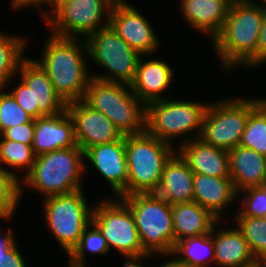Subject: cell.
Segmentation results:
<instances>
[{"mask_svg":"<svg viewBox=\"0 0 266 267\" xmlns=\"http://www.w3.org/2000/svg\"><path fill=\"white\" fill-rule=\"evenodd\" d=\"M156 256V254H144L141 256H127L125 257V261L123 267H142V262H144L147 258L149 259L152 256ZM139 262V263H138Z\"/></svg>","mask_w":266,"mask_h":267,"instance_id":"ab89813d","label":"cell"},{"mask_svg":"<svg viewBox=\"0 0 266 267\" xmlns=\"http://www.w3.org/2000/svg\"><path fill=\"white\" fill-rule=\"evenodd\" d=\"M193 188V201L209 210L219 220L223 211L238 199V192L230 177L194 173Z\"/></svg>","mask_w":266,"mask_h":267,"instance_id":"ffe728a7","label":"cell"},{"mask_svg":"<svg viewBox=\"0 0 266 267\" xmlns=\"http://www.w3.org/2000/svg\"><path fill=\"white\" fill-rule=\"evenodd\" d=\"M96 204L91 222L106 239L109 249L112 247L122 257L148 254L141 245L134 216L120 198H104Z\"/></svg>","mask_w":266,"mask_h":267,"instance_id":"8fae6325","label":"cell"},{"mask_svg":"<svg viewBox=\"0 0 266 267\" xmlns=\"http://www.w3.org/2000/svg\"><path fill=\"white\" fill-rule=\"evenodd\" d=\"M208 105L209 103L205 102L170 98L150 102L146 105L145 130L172 146L174 145L171 141L183 135V142L177 145L179 147L191 139L200 137ZM192 131H195V135Z\"/></svg>","mask_w":266,"mask_h":267,"instance_id":"52a82bcc","label":"cell"},{"mask_svg":"<svg viewBox=\"0 0 266 267\" xmlns=\"http://www.w3.org/2000/svg\"><path fill=\"white\" fill-rule=\"evenodd\" d=\"M0 267H28L16 243L0 258Z\"/></svg>","mask_w":266,"mask_h":267,"instance_id":"8d00e7d4","label":"cell"},{"mask_svg":"<svg viewBox=\"0 0 266 267\" xmlns=\"http://www.w3.org/2000/svg\"><path fill=\"white\" fill-rule=\"evenodd\" d=\"M236 227L256 259H266V220L263 217H234Z\"/></svg>","mask_w":266,"mask_h":267,"instance_id":"f546056e","label":"cell"},{"mask_svg":"<svg viewBox=\"0 0 266 267\" xmlns=\"http://www.w3.org/2000/svg\"><path fill=\"white\" fill-rule=\"evenodd\" d=\"M83 101L102 112L124 136L145 131L146 106L130 85L91 78Z\"/></svg>","mask_w":266,"mask_h":267,"instance_id":"277c9868","label":"cell"},{"mask_svg":"<svg viewBox=\"0 0 266 267\" xmlns=\"http://www.w3.org/2000/svg\"><path fill=\"white\" fill-rule=\"evenodd\" d=\"M139 59L134 80L130 84L132 92L146 106L150 102L163 100V93L170 87L174 69L163 60Z\"/></svg>","mask_w":266,"mask_h":267,"instance_id":"ac0fdd59","label":"cell"},{"mask_svg":"<svg viewBox=\"0 0 266 267\" xmlns=\"http://www.w3.org/2000/svg\"><path fill=\"white\" fill-rule=\"evenodd\" d=\"M87 160L109 183L115 197L127 196L128 170L124 135L114 142L87 148L84 151V162Z\"/></svg>","mask_w":266,"mask_h":267,"instance_id":"2e32d148","label":"cell"},{"mask_svg":"<svg viewBox=\"0 0 266 267\" xmlns=\"http://www.w3.org/2000/svg\"><path fill=\"white\" fill-rule=\"evenodd\" d=\"M243 193V194H242ZM244 195L240 200V209L236 216L263 217L266 213V193L260 187H248L238 192V197Z\"/></svg>","mask_w":266,"mask_h":267,"instance_id":"836d02e7","label":"cell"},{"mask_svg":"<svg viewBox=\"0 0 266 267\" xmlns=\"http://www.w3.org/2000/svg\"><path fill=\"white\" fill-rule=\"evenodd\" d=\"M17 73L21 82L9 92L33 119L66 110V104L55 92L46 72L34 59L25 58Z\"/></svg>","mask_w":266,"mask_h":267,"instance_id":"4fadbf2b","label":"cell"},{"mask_svg":"<svg viewBox=\"0 0 266 267\" xmlns=\"http://www.w3.org/2000/svg\"><path fill=\"white\" fill-rule=\"evenodd\" d=\"M165 256L168 258L172 257L171 259H169V261L164 262L162 265H157L156 267H186L176 256L174 257L173 253L170 254H160L159 256Z\"/></svg>","mask_w":266,"mask_h":267,"instance_id":"b9f144b4","label":"cell"},{"mask_svg":"<svg viewBox=\"0 0 266 267\" xmlns=\"http://www.w3.org/2000/svg\"><path fill=\"white\" fill-rule=\"evenodd\" d=\"M263 15L264 6L247 1L231 3L222 29L211 43L222 69L228 72L242 67L256 53Z\"/></svg>","mask_w":266,"mask_h":267,"instance_id":"7a4b0ae2","label":"cell"},{"mask_svg":"<svg viewBox=\"0 0 266 267\" xmlns=\"http://www.w3.org/2000/svg\"><path fill=\"white\" fill-rule=\"evenodd\" d=\"M228 155L230 178L237 192L266 182V156L240 145L230 149Z\"/></svg>","mask_w":266,"mask_h":267,"instance_id":"603a6c76","label":"cell"},{"mask_svg":"<svg viewBox=\"0 0 266 267\" xmlns=\"http://www.w3.org/2000/svg\"><path fill=\"white\" fill-rule=\"evenodd\" d=\"M109 246L99 229L91 222L83 231L78 244L67 255L69 257L68 264L75 267H89L86 265L87 252L90 254H107Z\"/></svg>","mask_w":266,"mask_h":267,"instance_id":"f1b7e54d","label":"cell"},{"mask_svg":"<svg viewBox=\"0 0 266 267\" xmlns=\"http://www.w3.org/2000/svg\"><path fill=\"white\" fill-rule=\"evenodd\" d=\"M78 146L73 122L67 111L35 119L32 149L34 154L52 152Z\"/></svg>","mask_w":266,"mask_h":267,"instance_id":"e0dca14e","label":"cell"},{"mask_svg":"<svg viewBox=\"0 0 266 267\" xmlns=\"http://www.w3.org/2000/svg\"><path fill=\"white\" fill-rule=\"evenodd\" d=\"M264 191H265V193H266V182L262 185V186H260ZM263 218L266 220V213H265V215L263 216Z\"/></svg>","mask_w":266,"mask_h":267,"instance_id":"f6af8a7d","label":"cell"},{"mask_svg":"<svg viewBox=\"0 0 266 267\" xmlns=\"http://www.w3.org/2000/svg\"><path fill=\"white\" fill-rule=\"evenodd\" d=\"M127 158V195L155 192L161 182L166 162L176 152L174 146L150 135H125Z\"/></svg>","mask_w":266,"mask_h":267,"instance_id":"5b68a950","label":"cell"},{"mask_svg":"<svg viewBox=\"0 0 266 267\" xmlns=\"http://www.w3.org/2000/svg\"><path fill=\"white\" fill-rule=\"evenodd\" d=\"M44 45L41 59L35 61L46 72L57 95L65 104L83 100L92 78L85 39L51 34Z\"/></svg>","mask_w":266,"mask_h":267,"instance_id":"6da1fadb","label":"cell"},{"mask_svg":"<svg viewBox=\"0 0 266 267\" xmlns=\"http://www.w3.org/2000/svg\"><path fill=\"white\" fill-rule=\"evenodd\" d=\"M66 111L73 122L77 145L83 151L123 136L102 112L92 109L83 100L66 104Z\"/></svg>","mask_w":266,"mask_h":267,"instance_id":"9a60e30c","label":"cell"},{"mask_svg":"<svg viewBox=\"0 0 266 267\" xmlns=\"http://www.w3.org/2000/svg\"><path fill=\"white\" fill-rule=\"evenodd\" d=\"M36 155L32 144H24L8 139H0V168L17 177L20 181L32 170ZM11 168H5V166ZM13 169V170H12ZM15 170L26 173L19 176ZM26 171V172H25ZM19 176V177H18Z\"/></svg>","mask_w":266,"mask_h":267,"instance_id":"83f0119b","label":"cell"},{"mask_svg":"<svg viewBox=\"0 0 266 267\" xmlns=\"http://www.w3.org/2000/svg\"><path fill=\"white\" fill-rule=\"evenodd\" d=\"M193 173L230 177L228 151L214 147L201 138H194L176 147Z\"/></svg>","mask_w":266,"mask_h":267,"instance_id":"d6986e66","label":"cell"},{"mask_svg":"<svg viewBox=\"0 0 266 267\" xmlns=\"http://www.w3.org/2000/svg\"><path fill=\"white\" fill-rule=\"evenodd\" d=\"M70 0H51L48 6H46L41 12L42 20H46L63 2ZM51 7V8H50Z\"/></svg>","mask_w":266,"mask_h":267,"instance_id":"60d3db41","label":"cell"},{"mask_svg":"<svg viewBox=\"0 0 266 267\" xmlns=\"http://www.w3.org/2000/svg\"><path fill=\"white\" fill-rule=\"evenodd\" d=\"M230 98L209 103L199 137L226 151L240 144L249 114L258 105L256 97Z\"/></svg>","mask_w":266,"mask_h":267,"instance_id":"30bf717a","label":"cell"},{"mask_svg":"<svg viewBox=\"0 0 266 267\" xmlns=\"http://www.w3.org/2000/svg\"><path fill=\"white\" fill-rule=\"evenodd\" d=\"M20 180L6 171H0V219L11 220L21 201Z\"/></svg>","mask_w":266,"mask_h":267,"instance_id":"1f68e13d","label":"cell"},{"mask_svg":"<svg viewBox=\"0 0 266 267\" xmlns=\"http://www.w3.org/2000/svg\"><path fill=\"white\" fill-rule=\"evenodd\" d=\"M126 1H114L109 24L132 49L145 56L154 54L160 45L155 29L140 10Z\"/></svg>","mask_w":266,"mask_h":267,"instance_id":"5bb4252c","label":"cell"},{"mask_svg":"<svg viewBox=\"0 0 266 267\" xmlns=\"http://www.w3.org/2000/svg\"><path fill=\"white\" fill-rule=\"evenodd\" d=\"M26 40L22 36L6 35L0 31V88H7L16 77L21 62L26 58Z\"/></svg>","mask_w":266,"mask_h":267,"instance_id":"4316f807","label":"cell"},{"mask_svg":"<svg viewBox=\"0 0 266 267\" xmlns=\"http://www.w3.org/2000/svg\"><path fill=\"white\" fill-rule=\"evenodd\" d=\"M247 2H250V3H252V4H256V5H260V6H266V0H261L259 3H258V1H256V0H253V1H251V0H246Z\"/></svg>","mask_w":266,"mask_h":267,"instance_id":"ee69618b","label":"cell"},{"mask_svg":"<svg viewBox=\"0 0 266 267\" xmlns=\"http://www.w3.org/2000/svg\"><path fill=\"white\" fill-rule=\"evenodd\" d=\"M171 210L175 244L188 237L211 233L215 224L221 221L194 201L173 204Z\"/></svg>","mask_w":266,"mask_h":267,"instance_id":"d4e9b609","label":"cell"},{"mask_svg":"<svg viewBox=\"0 0 266 267\" xmlns=\"http://www.w3.org/2000/svg\"><path fill=\"white\" fill-rule=\"evenodd\" d=\"M231 3L230 0H180L178 6L189 26L209 35L212 42L222 29Z\"/></svg>","mask_w":266,"mask_h":267,"instance_id":"44dd1931","label":"cell"},{"mask_svg":"<svg viewBox=\"0 0 266 267\" xmlns=\"http://www.w3.org/2000/svg\"><path fill=\"white\" fill-rule=\"evenodd\" d=\"M239 145L266 156V112L259 105L250 112Z\"/></svg>","mask_w":266,"mask_h":267,"instance_id":"4dcf8cb0","label":"cell"},{"mask_svg":"<svg viewBox=\"0 0 266 267\" xmlns=\"http://www.w3.org/2000/svg\"><path fill=\"white\" fill-rule=\"evenodd\" d=\"M83 191L81 189L69 194L51 195L42 201L44 222L67 255L91 223L93 205L88 204Z\"/></svg>","mask_w":266,"mask_h":267,"instance_id":"9c48e42d","label":"cell"},{"mask_svg":"<svg viewBox=\"0 0 266 267\" xmlns=\"http://www.w3.org/2000/svg\"><path fill=\"white\" fill-rule=\"evenodd\" d=\"M231 2L246 1V0H230Z\"/></svg>","mask_w":266,"mask_h":267,"instance_id":"bcb514c9","label":"cell"},{"mask_svg":"<svg viewBox=\"0 0 266 267\" xmlns=\"http://www.w3.org/2000/svg\"><path fill=\"white\" fill-rule=\"evenodd\" d=\"M114 1H66L44 22L48 24L53 35L77 39H82L84 36L83 39H86L89 35L109 25L110 10Z\"/></svg>","mask_w":266,"mask_h":267,"instance_id":"7c38bea8","label":"cell"},{"mask_svg":"<svg viewBox=\"0 0 266 267\" xmlns=\"http://www.w3.org/2000/svg\"><path fill=\"white\" fill-rule=\"evenodd\" d=\"M216 226L217 223L213 227L215 264L220 267H251L256 258L238 228L223 230Z\"/></svg>","mask_w":266,"mask_h":267,"instance_id":"cb8c5ba5","label":"cell"},{"mask_svg":"<svg viewBox=\"0 0 266 267\" xmlns=\"http://www.w3.org/2000/svg\"><path fill=\"white\" fill-rule=\"evenodd\" d=\"M85 42L88 59L107 71V74H91L92 78L127 85L132 83L142 55L132 49L110 24L89 35Z\"/></svg>","mask_w":266,"mask_h":267,"instance_id":"ba28073f","label":"cell"},{"mask_svg":"<svg viewBox=\"0 0 266 267\" xmlns=\"http://www.w3.org/2000/svg\"><path fill=\"white\" fill-rule=\"evenodd\" d=\"M0 258L6 253L16 242L14 232L11 228L3 230L0 228Z\"/></svg>","mask_w":266,"mask_h":267,"instance_id":"74e56055","label":"cell"},{"mask_svg":"<svg viewBox=\"0 0 266 267\" xmlns=\"http://www.w3.org/2000/svg\"><path fill=\"white\" fill-rule=\"evenodd\" d=\"M35 128V119L29 123L20 124L6 129L0 139H8L24 144H32Z\"/></svg>","mask_w":266,"mask_h":267,"instance_id":"e575fe53","label":"cell"},{"mask_svg":"<svg viewBox=\"0 0 266 267\" xmlns=\"http://www.w3.org/2000/svg\"><path fill=\"white\" fill-rule=\"evenodd\" d=\"M50 1L51 0H11L10 4L12 5V9L15 10H21L20 8L32 6L38 8L37 10L41 12Z\"/></svg>","mask_w":266,"mask_h":267,"instance_id":"f35d334b","label":"cell"},{"mask_svg":"<svg viewBox=\"0 0 266 267\" xmlns=\"http://www.w3.org/2000/svg\"><path fill=\"white\" fill-rule=\"evenodd\" d=\"M172 253L186 267H209L215 263L213 229L211 233L177 241Z\"/></svg>","mask_w":266,"mask_h":267,"instance_id":"484cf974","label":"cell"},{"mask_svg":"<svg viewBox=\"0 0 266 267\" xmlns=\"http://www.w3.org/2000/svg\"><path fill=\"white\" fill-rule=\"evenodd\" d=\"M86 168L79 146L37 155L32 170L20 181L21 196L23 187L32 188L44 198L81 190Z\"/></svg>","mask_w":266,"mask_h":267,"instance_id":"3957f363","label":"cell"},{"mask_svg":"<svg viewBox=\"0 0 266 267\" xmlns=\"http://www.w3.org/2000/svg\"><path fill=\"white\" fill-rule=\"evenodd\" d=\"M263 63H266V6L264 7V15L257 44V51L243 66H245V69L246 67L248 69H256Z\"/></svg>","mask_w":266,"mask_h":267,"instance_id":"d590c367","label":"cell"},{"mask_svg":"<svg viewBox=\"0 0 266 267\" xmlns=\"http://www.w3.org/2000/svg\"><path fill=\"white\" fill-rule=\"evenodd\" d=\"M194 173L176 151L166 162L162 178L155 193L170 205L193 202Z\"/></svg>","mask_w":266,"mask_h":267,"instance_id":"7402d4cb","label":"cell"},{"mask_svg":"<svg viewBox=\"0 0 266 267\" xmlns=\"http://www.w3.org/2000/svg\"><path fill=\"white\" fill-rule=\"evenodd\" d=\"M132 212L141 245L148 254H170L175 246L171 205L155 192L119 197Z\"/></svg>","mask_w":266,"mask_h":267,"instance_id":"8992f818","label":"cell"},{"mask_svg":"<svg viewBox=\"0 0 266 267\" xmlns=\"http://www.w3.org/2000/svg\"><path fill=\"white\" fill-rule=\"evenodd\" d=\"M253 267H266V259H256Z\"/></svg>","mask_w":266,"mask_h":267,"instance_id":"7bdbcfd3","label":"cell"},{"mask_svg":"<svg viewBox=\"0 0 266 267\" xmlns=\"http://www.w3.org/2000/svg\"><path fill=\"white\" fill-rule=\"evenodd\" d=\"M4 89V90H3ZM0 135L8 128L29 123L33 118L23 110L6 88H0Z\"/></svg>","mask_w":266,"mask_h":267,"instance_id":"d6a6232c","label":"cell"}]
</instances>
